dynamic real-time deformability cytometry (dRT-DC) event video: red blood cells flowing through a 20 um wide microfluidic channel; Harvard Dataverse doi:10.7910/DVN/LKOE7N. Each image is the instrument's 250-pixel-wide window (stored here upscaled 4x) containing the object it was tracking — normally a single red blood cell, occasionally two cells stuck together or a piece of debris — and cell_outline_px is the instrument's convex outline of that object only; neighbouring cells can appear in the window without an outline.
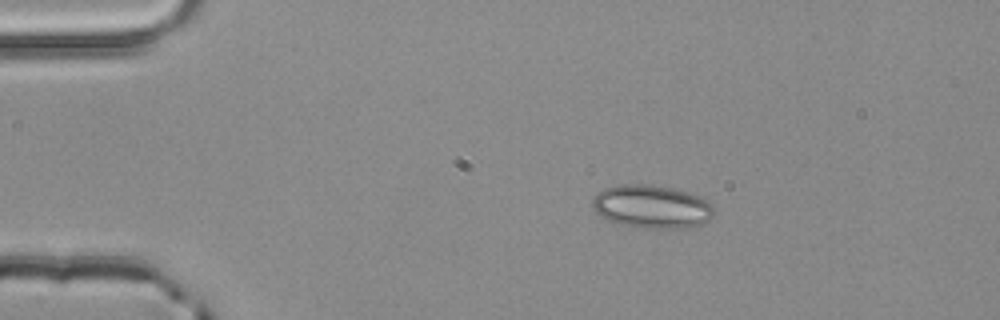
{"species": "common noctule bat (a hibernating species)", "species_latin": "Nyctalus noctula", "temperature_condition": "room temperature", "stored_images_in_passage": 2, "camera_frame_rate_fps": 3000, "um_per_image_px": 0.085, "animal": {"sex": "male", "body_mass_g": 20.4}, "frame": {"image": 1, "passage_image": 1, "time_ms": 0.0, "image_size_px": [1000, 320], "cell_outline_px": [[712, 216], [708, 220], [700, 224], [680, 228], [644, 228], [620, 224], [608, 220], [600, 216], [592, 208], [592, 200], [596, 192], [604, 188], [620, 184], [648, 184], [672, 188], [696, 196], [712, 204]], "centroid_in_image_um": [55.31, 17.56], "position_along_channel_um": 29.7, "area_um2": 30.35}}